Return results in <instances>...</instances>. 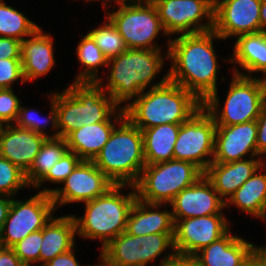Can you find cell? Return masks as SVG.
Segmentation results:
<instances>
[{"mask_svg":"<svg viewBox=\"0 0 266 266\" xmlns=\"http://www.w3.org/2000/svg\"><path fill=\"white\" fill-rule=\"evenodd\" d=\"M235 41L233 58L229 61L231 64H238L248 74L238 71L239 67L233 68L234 74L252 77V73L262 72L264 76L266 74V33L239 35Z\"/></svg>","mask_w":266,"mask_h":266,"instance_id":"cell-25","label":"cell"},{"mask_svg":"<svg viewBox=\"0 0 266 266\" xmlns=\"http://www.w3.org/2000/svg\"><path fill=\"white\" fill-rule=\"evenodd\" d=\"M262 169L266 171V162L235 191L225 207L236 206L242 212L259 219L266 205V173L263 174Z\"/></svg>","mask_w":266,"mask_h":266,"instance_id":"cell-28","label":"cell"},{"mask_svg":"<svg viewBox=\"0 0 266 266\" xmlns=\"http://www.w3.org/2000/svg\"><path fill=\"white\" fill-rule=\"evenodd\" d=\"M40 26L25 14L0 0V36L23 41L31 36Z\"/></svg>","mask_w":266,"mask_h":266,"instance_id":"cell-31","label":"cell"},{"mask_svg":"<svg viewBox=\"0 0 266 266\" xmlns=\"http://www.w3.org/2000/svg\"><path fill=\"white\" fill-rule=\"evenodd\" d=\"M223 40L214 30L181 34L167 39L168 79L192 92L202 103L217 89V63L213 40Z\"/></svg>","mask_w":266,"mask_h":266,"instance_id":"cell-1","label":"cell"},{"mask_svg":"<svg viewBox=\"0 0 266 266\" xmlns=\"http://www.w3.org/2000/svg\"><path fill=\"white\" fill-rule=\"evenodd\" d=\"M105 16L116 27L127 48L161 50L154 40L163 32L158 10L152 0H139L133 4L121 6ZM107 14V15H106Z\"/></svg>","mask_w":266,"mask_h":266,"instance_id":"cell-9","label":"cell"},{"mask_svg":"<svg viewBox=\"0 0 266 266\" xmlns=\"http://www.w3.org/2000/svg\"><path fill=\"white\" fill-rule=\"evenodd\" d=\"M119 123L100 122L73 130L65 137L68 150L74 152L81 160L92 161Z\"/></svg>","mask_w":266,"mask_h":266,"instance_id":"cell-26","label":"cell"},{"mask_svg":"<svg viewBox=\"0 0 266 266\" xmlns=\"http://www.w3.org/2000/svg\"><path fill=\"white\" fill-rule=\"evenodd\" d=\"M203 175L196 165L182 160L146 164L134 185L137 199L152 204H170L179 192Z\"/></svg>","mask_w":266,"mask_h":266,"instance_id":"cell-8","label":"cell"},{"mask_svg":"<svg viewBox=\"0 0 266 266\" xmlns=\"http://www.w3.org/2000/svg\"><path fill=\"white\" fill-rule=\"evenodd\" d=\"M158 266H198L192 257L177 256L175 251L166 253Z\"/></svg>","mask_w":266,"mask_h":266,"instance_id":"cell-41","label":"cell"},{"mask_svg":"<svg viewBox=\"0 0 266 266\" xmlns=\"http://www.w3.org/2000/svg\"><path fill=\"white\" fill-rule=\"evenodd\" d=\"M96 2V1H102V4H103V8L104 9H106L105 10V12L107 11V10H109L108 8H109V6H111L110 4H111V2L112 1H114V4H116L117 3V5L119 6V7H121V6H126V5H129V4H133V3H135V2H137V1H139V0H85V2ZM108 2L110 3V4H108ZM108 4V5H107Z\"/></svg>","mask_w":266,"mask_h":266,"instance_id":"cell-46","label":"cell"},{"mask_svg":"<svg viewBox=\"0 0 266 266\" xmlns=\"http://www.w3.org/2000/svg\"><path fill=\"white\" fill-rule=\"evenodd\" d=\"M12 204V198L6 195H0V232L8 216Z\"/></svg>","mask_w":266,"mask_h":266,"instance_id":"cell-44","label":"cell"},{"mask_svg":"<svg viewBox=\"0 0 266 266\" xmlns=\"http://www.w3.org/2000/svg\"><path fill=\"white\" fill-rule=\"evenodd\" d=\"M76 53L78 61L84 69L78 73L74 82H98L100 80L98 70L104 66L108 68V59L88 32L78 43Z\"/></svg>","mask_w":266,"mask_h":266,"instance_id":"cell-29","label":"cell"},{"mask_svg":"<svg viewBox=\"0 0 266 266\" xmlns=\"http://www.w3.org/2000/svg\"><path fill=\"white\" fill-rule=\"evenodd\" d=\"M259 157L256 120L229 126L216 125L213 162L228 163Z\"/></svg>","mask_w":266,"mask_h":266,"instance_id":"cell-17","label":"cell"},{"mask_svg":"<svg viewBox=\"0 0 266 266\" xmlns=\"http://www.w3.org/2000/svg\"><path fill=\"white\" fill-rule=\"evenodd\" d=\"M21 101L14 93L13 88L0 89V121L6 125L15 124Z\"/></svg>","mask_w":266,"mask_h":266,"instance_id":"cell-37","label":"cell"},{"mask_svg":"<svg viewBox=\"0 0 266 266\" xmlns=\"http://www.w3.org/2000/svg\"><path fill=\"white\" fill-rule=\"evenodd\" d=\"M215 132L216 123L202 106L181 123L174 145V159L191 162L204 173L213 162Z\"/></svg>","mask_w":266,"mask_h":266,"instance_id":"cell-12","label":"cell"},{"mask_svg":"<svg viewBox=\"0 0 266 266\" xmlns=\"http://www.w3.org/2000/svg\"><path fill=\"white\" fill-rule=\"evenodd\" d=\"M262 81H263V83H264L265 86H266V74L262 77Z\"/></svg>","mask_w":266,"mask_h":266,"instance_id":"cell-50","label":"cell"},{"mask_svg":"<svg viewBox=\"0 0 266 266\" xmlns=\"http://www.w3.org/2000/svg\"><path fill=\"white\" fill-rule=\"evenodd\" d=\"M180 126L181 124H161L141 130L146 164H156L174 159V145Z\"/></svg>","mask_w":266,"mask_h":266,"instance_id":"cell-27","label":"cell"},{"mask_svg":"<svg viewBox=\"0 0 266 266\" xmlns=\"http://www.w3.org/2000/svg\"><path fill=\"white\" fill-rule=\"evenodd\" d=\"M42 245V229L32 232L15 244L12 249L24 266L39 263L40 247Z\"/></svg>","mask_w":266,"mask_h":266,"instance_id":"cell-36","label":"cell"},{"mask_svg":"<svg viewBox=\"0 0 266 266\" xmlns=\"http://www.w3.org/2000/svg\"><path fill=\"white\" fill-rule=\"evenodd\" d=\"M81 161L82 160L74 152L67 150L60 160L55 163V165L33 188H41L46 181L62 184Z\"/></svg>","mask_w":266,"mask_h":266,"instance_id":"cell-35","label":"cell"},{"mask_svg":"<svg viewBox=\"0 0 266 266\" xmlns=\"http://www.w3.org/2000/svg\"><path fill=\"white\" fill-rule=\"evenodd\" d=\"M161 206L164 204L146 203L136 199L130 209L125 232L132 236L174 233L172 213L166 209L159 210Z\"/></svg>","mask_w":266,"mask_h":266,"instance_id":"cell-23","label":"cell"},{"mask_svg":"<svg viewBox=\"0 0 266 266\" xmlns=\"http://www.w3.org/2000/svg\"><path fill=\"white\" fill-rule=\"evenodd\" d=\"M232 76L223 109H219L217 91L203 102V107L213 117L216 125L229 126L257 120L266 102V86L262 78L234 73Z\"/></svg>","mask_w":266,"mask_h":266,"instance_id":"cell-7","label":"cell"},{"mask_svg":"<svg viewBox=\"0 0 266 266\" xmlns=\"http://www.w3.org/2000/svg\"><path fill=\"white\" fill-rule=\"evenodd\" d=\"M228 231L224 236L203 247L192 258L198 266H241L253 252L254 244Z\"/></svg>","mask_w":266,"mask_h":266,"instance_id":"cell-22","label":"cell"},{"mask_svg":"<svg viewBox=\"0 0 266 266\" xmlns=\"http://www.w3.org/2000/svg\"><path fill=\"white\" fill-rule=\"evenodd\" d=\"M133 191L124 195L123 188ZM137 199L135 186L114 185L104 195L85 202L84 216L76 217L77 236L101 240V249L126 230L130 209Z\"/></svg>","mask_w":266,"mask_h":266,"instance_id":"cell-5","label":"cell"},{"mask_svg":"<svg viewBox=\"0 0 266 266\" xmlns=\"http://www.w3.org/2000/svg\"><path fill=\"white\" fill-rule=\"evenodd\" d=\"M241 266H266V256L253 250Z\"/></svg>","mask_w":266,"mask_h":266,"instance_id":"cell-45","label":"cell"},{"mask_svg":"<svg viewBox=\"0 0 266 266\" xmlns=\"http://www.w3.org/2000/svg\"><path fill=\"white\" fill-rule=\"evenodd\" d=\"M259 218L262 219L263 221L266 220V205H265V207L263 208L262 214H261V216H260ZM254 250H255L257 253H259V254H261V255H263V256H266V245H264V246H259V247H257V246L254 245Z\"/></svg>","mask_w":266,"mask_h":266,"instance_id":"cell-48","label":"cell"},{"mask_svg":"<svg viewBox=\"0 0 266 266\" xmlns=\"http://www.w3.org/2000/svg\"><path fill=\"white\" fill-rule=\"evenodd\" d=\"M0 266H24L12 248L0 246Z\"/></svg>","mask_w":266,"mask_h":266,"instance_id":"cell-43","label":"cell"},{"mask_svg":"<svg viewBox=\"0 0 266 266\" xmlns=\"http://www.w3.org/2000/svg\"><path fill=\"white\" fill-rule=\"evenodd\" d=\"M53 38L39 27L31 36L21 41L22 72L27 81L47 75L55 66Z\"/></svg>","mask_w":266,"mask_h":266,"instance_id":"cell-21","label":"cell"},{"mask_svg":"<svg viewBox=\"0 0 266 266\" xmlns=\"http://www.w3.org/2000/svg\"><path fill=\"white\" fill-rule=\"evenodd\" d=\"M257 152L258 156H266V102L262 106L260 115L257 120Z\"/></svg>","mask_w":266,"mask_h":266,"instance_id":"cell-40","label":"cell"},{"mask_svg":"<svg viewBox=\"0 0 266 266\" xmlns=\"http://www.w3.org/2000/svg\"><path fill=\"white\" fill-rule=\"evenodd\" d=\"M46 139L43 135L15 124L6 125L0 139V156L26 173Z\"/></svg>","mask_w":266,"mask_h":266,"instance_id":"cell-19","label":"cell"},{"mask_svg":"<svg viewBox=\"0 0 266 266\" xmlns=\"http://www.w3.org/2000/svg\"><path fill=\"white\" fill-rule=\"evenodd\" d=\"M67 150L65 138H47L31 167L25 173L28 184L34 187Z\"/></svg>","mask_w":266,"mask_h":266,"instance_id":"cell-30","label":"cell"},{"mask_svg":"<svg viewBox=\"0 0 266 266\" xmlns=\"http://www.w3.org/2000/svg\"><path fill=\"white\" fill-rule=\"evenodd\" d=\"M26 83L21 59H0V89H10L15 81Z\"/></svg>","mask_w":266,"mask_h":266,"instance_id":"cell-38","label":"cell"},{"mask_svg":"<svg viewBox=\"0 0 266 266\" xmlns=\"http://www.w3.org/2000/svg\"><path fill=\"white\" fill-rule=\"evenodd\" d=\"M261 32L266 33V0H262L260 8Z\"/></svg>","mask_w":266,"mask_h":266,"instance_id":"cell-47","label":"cell"},{"mask_svg":"<svg viewBox=\"0 0 266 266\" xmlns=\"http://www.w3.org/2000/svg\"><path fill=\"white\" fill-rule=\"evenodd\" d=\"M88 33L108 60L128 49L124 39L108 18L105 19L104 24L93 28Z\"/></svg>","mask_w":266,"mask_h":266,"instance_id":"cell-33","label":"cell"},{"mask_svg":"<svg viewBox=\"0 0 266 266\" xmlns=\"http://www.w3.org/2000/svg\"><path fill=\"white\" fill-rule=\"evenodd\" d=\"M173 244L177 256L192 257L203 247L224 236L230 229L224 214L173 219Z\"/></svg>","mask_w":266,"mask_h":266,"instance_id":"cell-15","label":"cell"},{"mask_svg":"<svg viewBox=\"0 0 266 266\" xmlns=\"http://www.w3.org/2000/svg\"><path fill=\"white\" fill-rule=\"evenodd\" d=\"M21 59V41L0 36V59Z\"/></svg>","mask_w":266,"mask_h":266,"instance_id":"cell-39","label":"cell"},{"mask_svg":"<svg viewBox=\"0 0 266 266\" xmlns=\"http://www.w3.org/2000/svg\"><path fill=\"white\" fill-rule=\"evenodd\" d=\"M31 187L25 176V172L9 160L0 156V195L13 198L20 189Z\"/></svg>","mask_w":266,"mask_h":266,"instance_id":"cell-34","label":"cell"},{"mask_svg":"<svg viewBox=\"0 0 266 266\" xmlns=\"http://www.w3.org/2000/svg\"><path fill=\"white\" fill-rule=\"evenodd\" d=\"M62 183L64 187H45L39 191L51 194L56 209L69 203L91 201L115 185L93 161L86 160H82Z\"/></svg>","mask_w":266,"mask_h":266,"instance_id":"cell-14","label":"cell"},{"mask_svg":"<svg viewBox=\"0 0 266 266\" xmlns=\"http://www.w3.org/2000/svg\"><path fill=\"white\" fill-rule=\"evenodd\" d=\"M56 210L51 194L38 192L24 201L12 198L0 232V246L12 248L32 232L43 229Z\"/></svg>","mask_w":266,"mask_h":266,"instance_id":"cell-11","label":"cell"},{"mask_svg":"<svg viewBox=\"0 0 266 266\" xmlns=\"http://www.w3.org/2000/svg\"><path fill=\"white\" fill-rule=\"evenodd\" d=\"M74 250L75 247L66 253L57 255L54 259L46 263L44 266H80L75 257ZM93 266H98V264H95Z\"/></svg>","mask_w":266,"mask_h":266,"instance_id":"cell-42","label":"cell"},{"mask_svg":"<svg viewBox=\"0 0 266 266\" xmlns=\"http://www.w3.org/2000/svg\"><path fill=\"white\" fill-rule=\"evenodd\" d=\"M161 24L169 36L213 30L214 0H152ZM203 19L207 23H203ZM202 21V23H201Z\"/></svg>","mask_w":266,"mask_h":266,"instance_id":"cell-13","label":"cell"},{"mask_svg":"<svg viewBox=\"0 0 266 266\" xmlns=\"http://www.w3.org/2000/svg\"><path fill=\"white\" fill-rule=\"evenodd\" d=\"M61 92H53L60 138H65L83 125L121 122L125 118L124 109L113 101L98 82L73 81Z\"/></svg>","mask_w":266,"mask_h":266,"instance_id":"cell-3","label":"cell"},{"mask_svg":"<svg viewBox=\"0 0 266 266\" xmlns=\"http://www.w3.org/2000/svg\"><path fill=\"white\" fill-rule=\"evenodd\" d=\"M262 0H214L213 30L223 39L261 32Z\"/></svg>","mask_w":266,"mask_h":266,"instance_id":"cell-16","label":"cell"},{"mask_svg":"<svg viewBox=\"0 0 266 266\" xmlns=\"http://www.w3.org/2000/svg\"><path fill=\"white\" fill-rule=\"evenodd\" d=\"M264 163V159L259 157L228 163L212 162L205 170L204 175L211 182L219 197L226 203Z\"/></svg>","mask_w":266,"mask_h":266,"instance_id":"cell-20","label":"cell"},{"mask_svg":"<svg viewBox=\"0 0 266 266\" xmlns=\"http://www.w3.org/2000/svg\"><path fill=\"white\" fill-rule=\"evenodd\" d=\"M115 185H135L146 162L142 131L126 117L92 160Z\"/></svg>","mask_w":266,"mask_h":266,"instance_id":"cell-6","label":"cell"},{"mask_svg":"<svg viewBox=\"0 0 266 266\" xmlns=\"http://www.w3.org/2000/svg\"><path fill=\"white\" fill-rule=\"evenodd\" d=\"M76 223L73 215L52 217L42 229L39 263L44 266L57 255L68 252L75 245Z\"/></svg>","mask_w":266,"mask_h":266,"instance_id":"cell-24","label":"cell"},{"mask_svg":"<svg viewBox=\"0 0 266 266\" xmlns=\"http://www.w3.org/2000/svg\"><path fill=\"white\" fill-rule=\"evenodd\" d=\"M173 219L224 214L225 202L205 175L179 192L170 203Z\"/></svg>","mask_w":266,"mask_h":266,"instance_id":"cell-18","label":"cell"},{"mask_svg":"<svg viewBox=\"0 0 266 266\" xmlns=\"http://www.w3.org/2000/svg\"><path fill=\"white\" fill-rule=\"evenodd\" d=\"M5 127H6V124L0 121V139H1V136H2V133Z\"/></svg>","mask_w":266,"mask_h":266,"instance_id":"cell-49","label":"cell"},{"mask_svg":"<svg viewBox=\"0 0 266 266\" xmlns=\"http://www.w3.org/2000/svg\"><path fill=\"white\" fill-rule=\"evenodd\" d=\"M202 106L203 103L192 92L170 82L166 73L123 109L125 117L142 130L161 124H181Z\"/></svg>","mask_w":266,"mask_h":266,"instance_id":"cell-2","label":"cell"},{"mask_svg":"<svg viewBox=\"0 0 266 266\" xmlns=\"http://www.w3.org/2000/svg\"><path fill=\"white\" fill-rule=\"evenodd\" d=\"M162 50L130 49L108 60L109 74L106 86L103 79L98 83L107 92L113 101L124 108L125 103L135 99L141 92L147 90L158 73L162 71L165 58ZM165 57V58H164ZM121 104H124L121 107Z\"/></svg>","mask_w":266,"mask_h":266,"instance_id":"cell-4","label":"cell"},{"mask_svg":"<svg viewBox=\"0 0 266 266\" xmlns=\"http://www.w3.org/2000/svg\"><path fill=\"white\" fill-rule=\"evenodd\" d=\"M173 236L174 233L132 236L124 231L101 249L98 266H147L166 249L175 251Z\"/></svg>","mask_w":266,"mask_h":266,"instance_id":"cell-10","label":"cell"},{"mask_svg":"<svg viewBox=\"0 0 266 266\" xmlns=\"http://www.w3.org/2000/svg\"><path fill=\"white\" fill-rule=\"evenodd\" d=\"M50 97V104H51V110L48 116L44 118H39L37 110L35 109H27V107H24L20 104L18 117L16 120V126L23 128V129H29L37 134L43 135L46 138H60L59 130H58V122H57V111L56 106L53 102V92H51ZM52 125V130L55 131L53 134H47V128L46 126L48 124ZM45 129V130H44Z\"/></svg>","mask_w":266,"mask_h":266,"instance_id":"cell-32","label":"cell"}]
</instances>
